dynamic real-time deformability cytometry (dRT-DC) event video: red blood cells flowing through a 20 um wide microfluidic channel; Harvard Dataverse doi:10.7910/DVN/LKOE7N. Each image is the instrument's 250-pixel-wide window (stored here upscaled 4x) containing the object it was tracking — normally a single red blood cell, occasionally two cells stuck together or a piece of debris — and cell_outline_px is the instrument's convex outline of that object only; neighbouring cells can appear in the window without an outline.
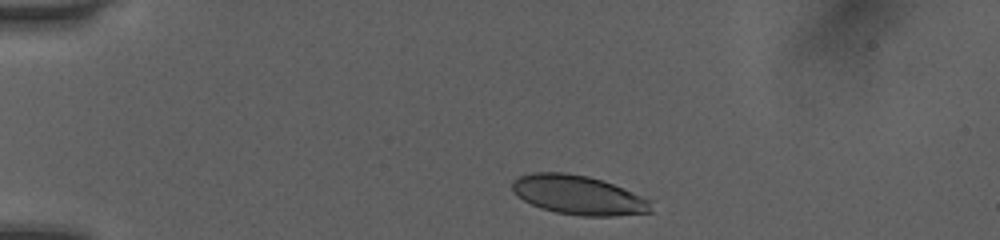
{"species": "human", "species_latin": "Homo sapiens", "temperature_condition": "room temperature", "stored_images_in_passage": 29, "camera_frame_rate_fps": 3000, "um_per_image_px": 0.085, "donor": {"sex": "female"}, "frame": {"image": 1, "passage_image": 1, "time_ms": 0.0, "image_size_px": [1000, 240], "cell_outline_px": [[652, 212], [612, 216], [580, 216], [556, 212], [540, 208], [524, 200], [512, 192], [512, 180], [520, 176], [532, 172], [564, 172], [588, 176], [612, 184], [652, 200]], "centroid_in_image_um": [49.15, 16.58], "position_along_channel_um": 35.8, "area_um2": 31.73}}
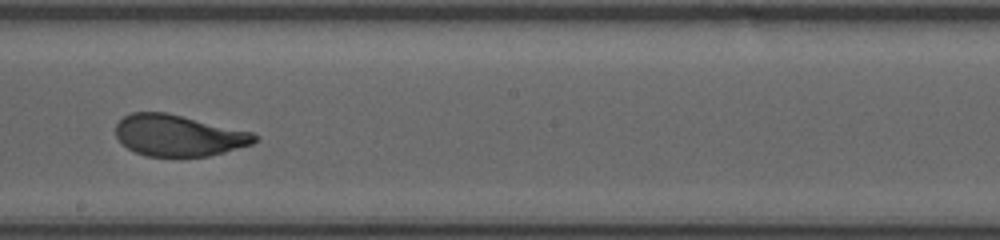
{"frame": {"image": 2, "passage_image": 16, "time_ms": 5.0, "image_size_px": [1000, 240], "cell_outline_px": [[260, 140], [252, 144], [224, 152], [208, 156], [144, 156], [128, 148], [116, 136], [116, 124], [124, 116], [132, 112], [164, 112], [252, 132], [260, 136]], "centroid_in_image_um": [15.19, 11.52], "position_along_channel_um": 233.0, "area_um2": 33.23}}
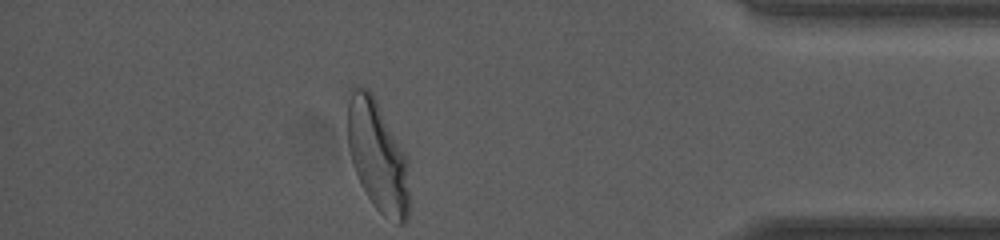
{"frame": {"image": 3, "passage_image": 29, "time_ms": 9.333, "image_size_px": [1000, 240], "cell_outline_px": [[408, 220], [404, 224], [396, 224], [384, 216], [372, 204], [360, 184], [348, 148], [348, 100], [352, 88], [368, 88], [372, 92], [404, 152], [408, 160]], "centroid_in_image_um": [32.1, 13.3], "position_along_channel_um": 403.1, "area_um2": 39.65}, "authors_computed_cell_mechanics": {"area_um2": 33.9286, "velocity_mm_per_s": 4.066, "shape_relaxation_time_tau1_ms": 2.1993, "shape_relaxation_time_tau2_ms": null, "deformation_change_tau1": 0.1672, "deformation_change_tau2": null}}